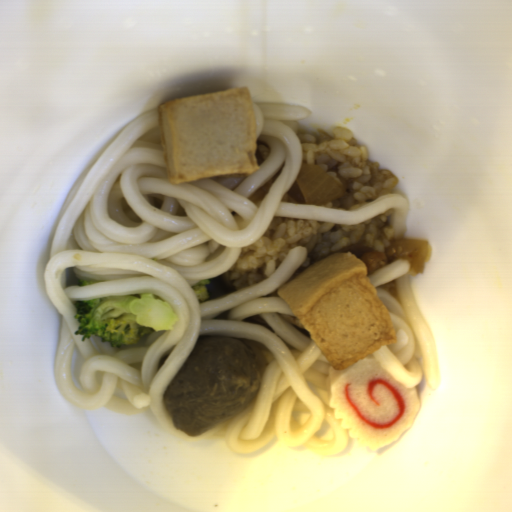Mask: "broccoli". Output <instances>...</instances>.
<instances>
[{"label":"broccoli","mask_w":512,"mask_h":512,"mask_svg":"<svg viewBox=\"0 0 512 512\" xmlns=\"http://www.w3.org/2000/svg\"><path fill=\"white\" fill-rule=\"evenodd\" d=\"M210 283H211L210 279H203L200 282H198L197 284H195L194 286H192L191 289L193 290L197 301L201 302V301L208 299L209 294H208L206 285H208Z\"/></svg>","instance_id":"obj_2"},{"label":"broccoli","mask_w":512,"mask_h":512,"mask_svg":"<svg viewBox=\"0 0 512 512\" xmlns=\"http://www.w3.org/2000/svg\"><path fill=\"white\" fill-rule=\"evenodd\" d=\"M78 322L74 335L81 342L96 336L112 348L134 344L151 333L171 330L178 319L171 304L161 296L137 292L76 300Z\"/></svg>","instance_id":"obj_1"}]
</instances>
